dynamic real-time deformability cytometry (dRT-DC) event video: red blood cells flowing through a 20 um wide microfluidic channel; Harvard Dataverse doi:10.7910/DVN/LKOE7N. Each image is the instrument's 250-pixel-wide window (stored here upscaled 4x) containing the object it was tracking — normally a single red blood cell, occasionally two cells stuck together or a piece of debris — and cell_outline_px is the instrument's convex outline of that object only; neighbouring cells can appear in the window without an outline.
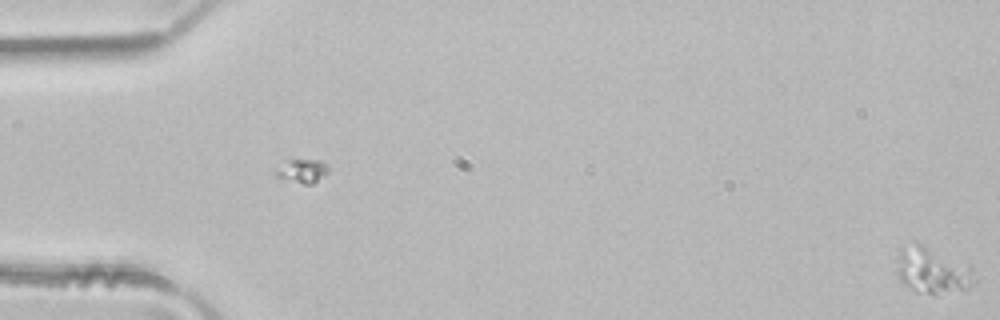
{"species": "common noctule bat (a hibernating species)", "species_latin": "Nyctalus noctula", "temperature_condition": "room temperature", "stored_images_in_passage": 10, "segment_of_instrument_passage": [2, 2], "camera_frame_rate_fps": 3000, "um_per_image_px": 0.085, "animal": {"sex": "male", "body_mass_g": 21.5, "forearm_length_mm": 52.0}, "frame": {"image": 1, "passage_image": 10, "time_ms": 3.0, "image_size_px": [1000, 320], "cell_outline_px": [[976, 280], [972, 284], [964, 288], [932, 296], [916, 292], [900, 284], [896, 276], [896, 272], [900, 248], [916, 244], [920, 244], [968, 260], [972, 264]], "centroid_in_image_um": [79.29, 23.0], "position_along_channel_um": 5.7, "area_um2": 21.73}}